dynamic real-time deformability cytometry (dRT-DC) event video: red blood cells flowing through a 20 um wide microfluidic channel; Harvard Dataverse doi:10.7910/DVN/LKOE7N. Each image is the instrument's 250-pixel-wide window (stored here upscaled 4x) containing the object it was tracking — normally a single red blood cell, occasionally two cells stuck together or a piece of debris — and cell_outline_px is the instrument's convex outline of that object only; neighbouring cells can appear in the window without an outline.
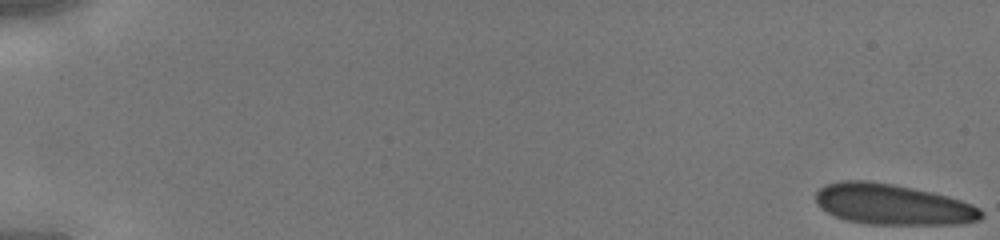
{"species": "human", "species_latin": "Homo sapiens", "temperature_condition": "cold", "stored_images_in_passage": 44, "camera_frame_rate_fps": 3000, "um_per_image_px": 0.085, "donor": {"sex": "male"}, "frame": {"image": 1, "passage_image": 1, "time_ms": 0.0, "image_size_px": [1000, 240], "cell_outline_px": [[984, 216], [980, 220], [960, 224], [868, 224], [844, 220], [820, 208], [816, 204], [816, 192], [824, 184], [840, 180], [868, 180], [892, 184], [932, 192], [948, 196], [972, 204], [980, 208], [984, 212]], "centroid_in_image_um": [75.87, 17.37], "position_along_channel_um": 9.1, "area_um2": 39.54}}
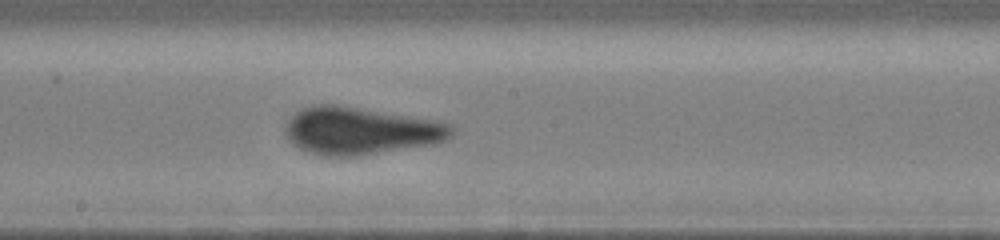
{"frame": {"image": 2, "passage_image": 26, "time_ms": 8.333, "image_size_px": [1000, 240], "cell_outline_px": [[456, 128], [452, 136], [448, 140], [436, 144], [360, 156], [324, 156], [300, 148], [292, 144], [284, 132], [284, 120], [300, 108], [316, 104], [336, 104], [436, 120], [452, 124]], "centroid_in_image_um": [30.65, 11.11], "position_along_channel_um": 217.6, "area_um2": 46.7}}
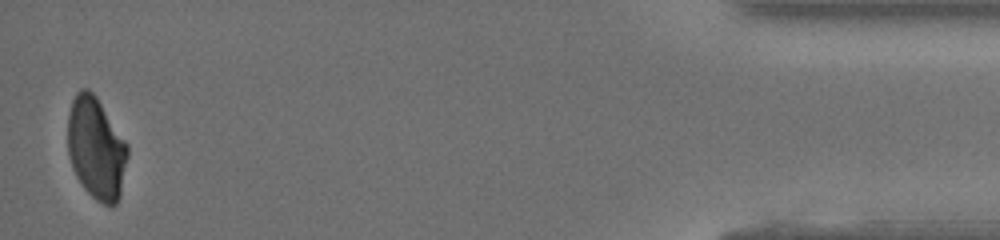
{"frame": {"image": 3, "passage_image": 44, "time_ms": 14.333, "image_size_px": [1000, 240], "cell_outline_px": [[128, 156], [120, 196], [116, 204], [104, 204], [96, 200], [84, 188], [76, 176], [72, 168], [68, 152], [68, 112], [72, 100], [76, 92], [80, 88], [88, 88], [96, 96], [128, 144]], "centroid_in_image_um": [8.17, 12.58], "position_along_channel_um": 427.0, "area_um2": 35.66}}